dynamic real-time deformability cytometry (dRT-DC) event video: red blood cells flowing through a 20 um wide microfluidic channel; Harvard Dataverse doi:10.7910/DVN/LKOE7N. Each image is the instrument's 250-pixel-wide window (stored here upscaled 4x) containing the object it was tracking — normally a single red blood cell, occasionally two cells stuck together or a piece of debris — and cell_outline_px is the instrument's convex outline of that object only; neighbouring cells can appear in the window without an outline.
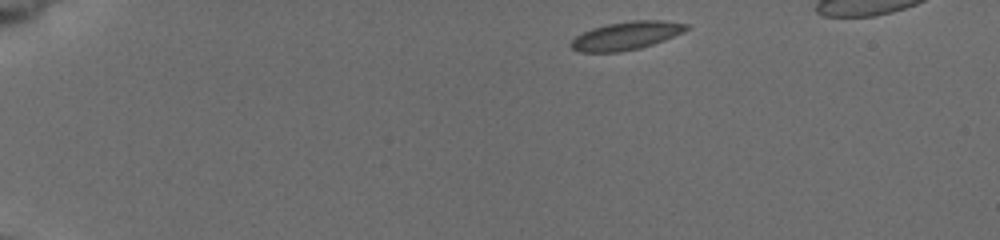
{"species": "common noctule bat (a hibernating species)", "species_latin": "Nyctalus noctula", "temperature_condition": "cold", "stored_images_in_passage": 49, "camera_frame_rate_fps": 3000, "um_per_image_px": 0.085, "animal": {"sex": "female", "body_mass_g": 19.5, "forearm_length_mm": 54.1}, "frame": {"image": 1, "passage_image": 1, "time_ms": 0.0, "image_size_px": [1000, 240], "cell_outline_px": [[692, 28], [684, 32], [664, 40], [640, 48], [620, 52], [580, 52], [572, 48], [568, 44], [576, 36], [592, 28], [608, 24], [632, 20], [664, 20], [688, 24]], "centroid_in_image_um": [53.26, 3.03], "position_along_channel_um": 31.7, "area_um2": 19.02}}
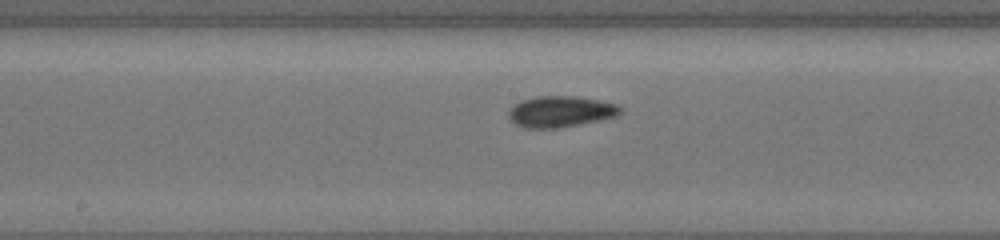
{"frame": {"image": 2, "passage_image": 24, "time_ms": 6.667, "image_size_px": [1000, 240], "cell_outline_px": [[624, 108], [616, 116], [560, 128], [524, 128], [516, 124], [508, 116], [508, 112], [520, 100], [536, 96], [576, 96], [620, 104]], "centroid_in_image_um": [47.66, 9.47], "position_along_channel_um": 200.5, "area_um2": 20.23}}
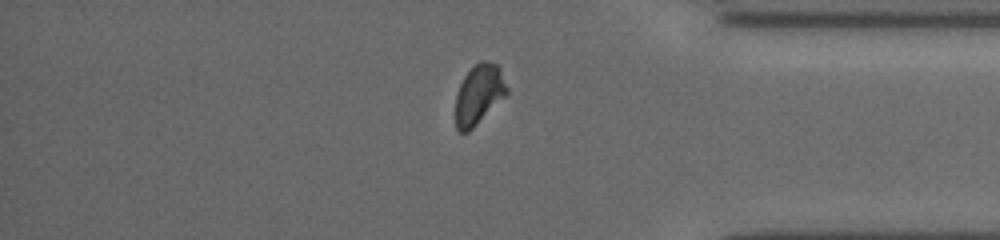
{"frame": {"image": 3, "passage_image": 43, "time_ms": 12.0, "image_size_px": [1000, 240], "cell_outline_px": [[508, 96], [468, 132], [460, 132], [456, 128], [456, 96], [460, 84], [464, 76], [480, 60], [484, 60], [496, 64], [500, 68], [508, 88]], "centroid_in_image_um": [40.74, 8.03], "position_along_channel_um": 394.5, "area_um2": 18.03}}